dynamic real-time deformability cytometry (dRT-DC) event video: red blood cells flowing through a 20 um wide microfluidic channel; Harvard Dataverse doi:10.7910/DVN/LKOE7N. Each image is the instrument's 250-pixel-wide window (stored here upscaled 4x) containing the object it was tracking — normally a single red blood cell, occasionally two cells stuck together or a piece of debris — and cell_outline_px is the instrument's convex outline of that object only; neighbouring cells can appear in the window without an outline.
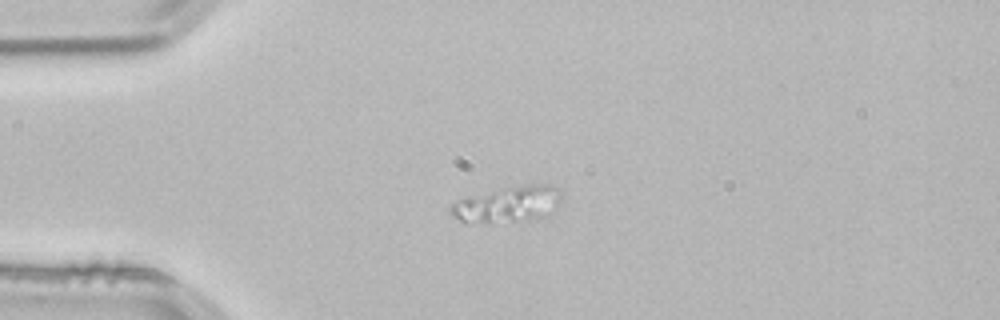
{"species": "common noctule bat (a hibernating species)", "species_latin": "Nyctalus noctula", "temperature_condition": "room temperature", "stored_images_in_passage": 42, "segment_of_instrument_passage": [1, 3], "camera_frame_rate_fps": 3000, "um_per_image_px": 0.085, "animal": {"sex": "male", "body_mass_g": 21.5, "forearm_length_mm": 52.0}, "frame": {"image": 1, "passage_image": 1, "time_ms": 0.0, "image_size_px": [1000, 320], "cell_outline_px": [[564, 192], [560, 200], [556, 204], [536, 220], [488, 224], [464, 224], [452, 216], [448, 212], [448, 208], [456, 200], [468, 196], [500, 188], [524, 184], [552, 184], [560, 188]], "centroid_in_image_um": [43.07, 17.38], "position_along_channel_um": 41.9, "area_um2": 24.16}}